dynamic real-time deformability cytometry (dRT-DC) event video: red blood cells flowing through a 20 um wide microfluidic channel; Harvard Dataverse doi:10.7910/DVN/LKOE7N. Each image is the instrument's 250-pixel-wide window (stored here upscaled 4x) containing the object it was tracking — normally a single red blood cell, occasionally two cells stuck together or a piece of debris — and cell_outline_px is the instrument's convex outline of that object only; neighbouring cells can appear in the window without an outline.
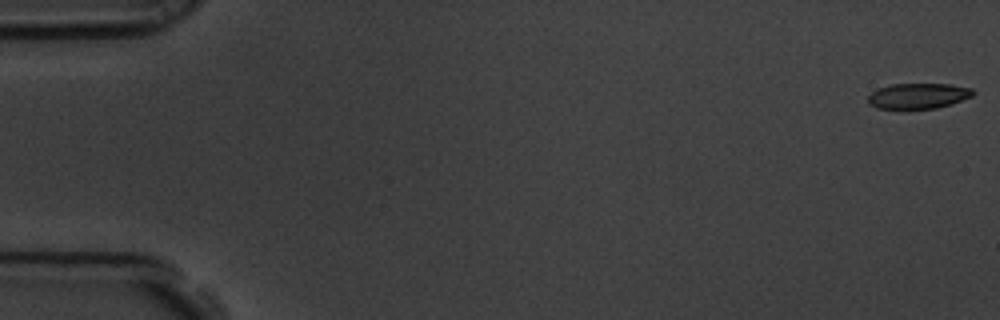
{"species": "common noctule bat (a hibernating species)", "species_latin": "Nyctalus noctula", "temperature_condition": "room temperature", "stored_images_in_passage": 5, "camera_frame_rate_fps": 3000, "um_per_image_px": 0.085, "animal": {"sex": "male", "body_mass_g": 19.5, "forearm_length_mm": 54.6}, "frame": {"image": 1, "passage_image": 1, "time_ms": 0.0, "image_size_px": [1000, 320], "cell_outline_px": [[976, 92], [972, 96], [952, 104], [936, 108], [876, 108], [868, 104], [868, 96], [876, 88], [892, 84], [952, 84], [972, 88]], "centroid_in_image_um": [78.06, 8.14], "position_along_channel_um": 6.9, "area_um2": 15.66}}
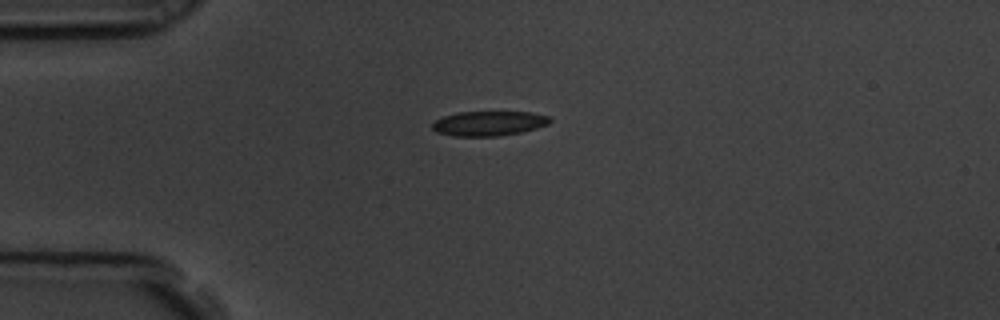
{"frame": {"image": 2, "passage_image": 5, "time_ms": 1.333, "image_size_px": [1000, 320], "cell_outline_px": [[552, 120], [548, 124], [536, 128], [520, 132], [496, 136], [452, 136], [436, 132], [432, 128], [432, 124], [436, 120], [444, 116], [456, 112], [532, 112], [548, 116]], "centroid_in_image_um": [41.53, 10.48], "position_along_channel_um": 43.5, "area_um2": 16.88}}